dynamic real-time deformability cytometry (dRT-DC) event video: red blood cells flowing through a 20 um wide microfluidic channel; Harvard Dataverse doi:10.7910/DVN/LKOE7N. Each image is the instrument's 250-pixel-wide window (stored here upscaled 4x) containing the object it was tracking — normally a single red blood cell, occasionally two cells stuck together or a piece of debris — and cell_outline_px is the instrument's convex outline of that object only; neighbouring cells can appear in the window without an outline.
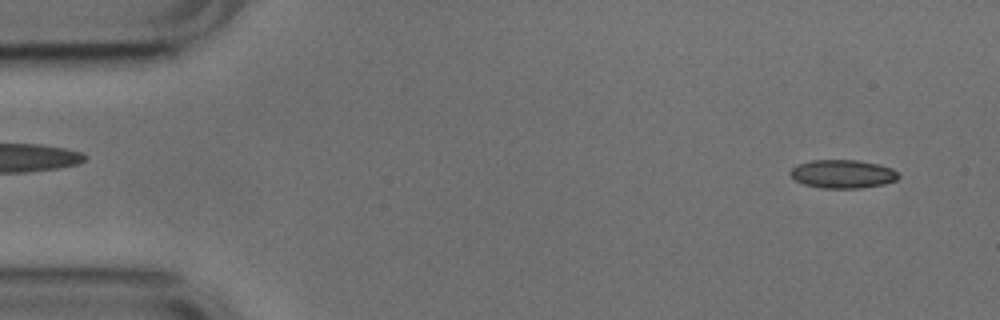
{"species": "common noctule bat (a hibernating species)", "species_latin": "Nyctalus noctula", "temperature_condition": "cold", "stored_images_in_passage": 52, "camera_frame_rate_fps": 3000, "um_per_image_px": 0.085, "animal": {"sex": "male", "body_mass_g": 17.9, "forearm_length_mm": 54.2}, "frame": {"image": 1, "passage_image": 3, "time_ms": 0.667, "image_size_px": [1000, 320], "cell_outline_px": [[900, 176], [896, 180], [884, 184], [860, 188], [824, 188], [804, 184], [796, 180], [788, 172], [792, 168], [800, 164], [812, 160], [856, 160], [876, 164], [892, 168]], "centroid_in_image_um": [71.63, 14.79], "position_along_channel_um": 13.4, "area_um2": 17.69}}
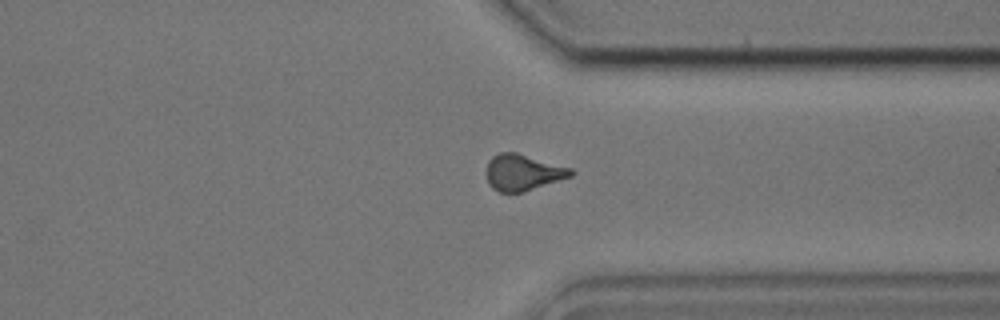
{"frame": {"image": 2, "passage_image": 39, "time_ms": 12.667, "image_size_px": [1000, 320], "cell_outline_px": [[576, 172], [572, 176], [520, 192], [500, 192], [492, 188], [488, 184], [484, 172], [488, 160], [492, 156], [500, 152], [516, 152], [572, 168]], "centroid_in_image_um": [44.4, 14.64], "position_along_channel_um": 367.0, "area_um2": 17.92}}
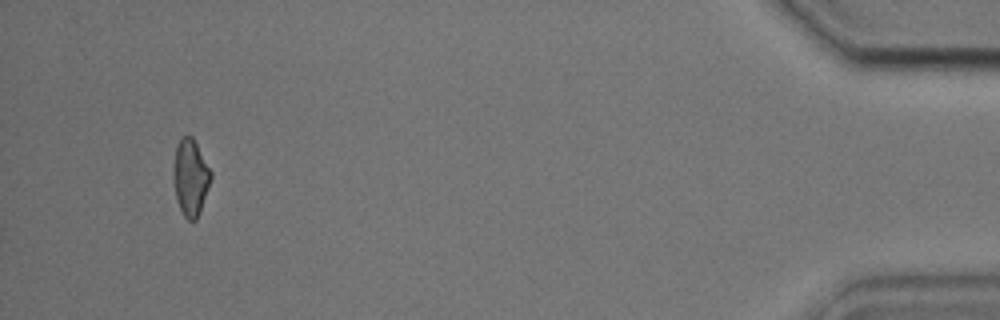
{"frame": {"image": 3, "passage_image": 49, "time_ms": 16.0, "image_size_px": [1000, 320], "cell_outline_px": [[212, 176], [200, 212], [196, 220], [188, 220], [184, 216], [176, 200], [172, 176], [172, 168], [176, 144], [184, 136], [192, 136], [212, 172]], "centroid_in_image_um": [16.17, 15.08], "position_along_channel_um": 419.0, "area_um2": 16.82}, "authors_computed_cell_mechanics": {"area_um2": 17.6868, "velocity_mm_per_s": 3.7949, "shape_relaxation_time_tau1_ms": null, "shape_relaxation_time_tau2_ms": 2.1656, "deformation_change_tau1": null, "deformation_change_tau2": 0.0868}}